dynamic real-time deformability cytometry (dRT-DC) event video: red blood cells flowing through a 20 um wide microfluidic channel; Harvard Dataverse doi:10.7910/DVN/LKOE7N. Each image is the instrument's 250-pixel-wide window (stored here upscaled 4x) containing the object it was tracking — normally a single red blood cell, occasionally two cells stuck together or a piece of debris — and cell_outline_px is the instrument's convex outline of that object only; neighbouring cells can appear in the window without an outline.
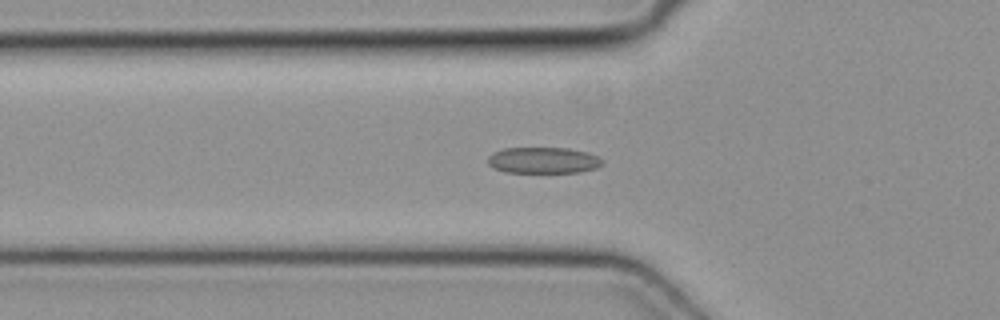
{"species": "common noctule bat (a hibernating species)", "species_latin": "Nyctalus noctula", "temperature_condition": "cold", "stored_images_in_passage": 36, "segment_of_instrument_passage": [1, 2], "camera_frame_rate_fps": 3000, "um_per_image_px": 0.085, "animal": {"sex": "female", "body_mass_g": 19.3, "forearm_length_mm": 54.1}, "frame": {"image": 1, "passage_image": 2, "time_ms": 0.333, "image_size_px": [1000, 320], "cell_outline_px": [[604, 164], [596, 168], [580, 172], [504, 172], [492, 168], [488, 164], [488, 156], [492, 152], [504, 148], [568, 148], [588, 152], [604, 160]], "centroid_in_image_um": [46.17, 13.62], "position_along_channel_um": 79.6, "area_um2": 17.63}}
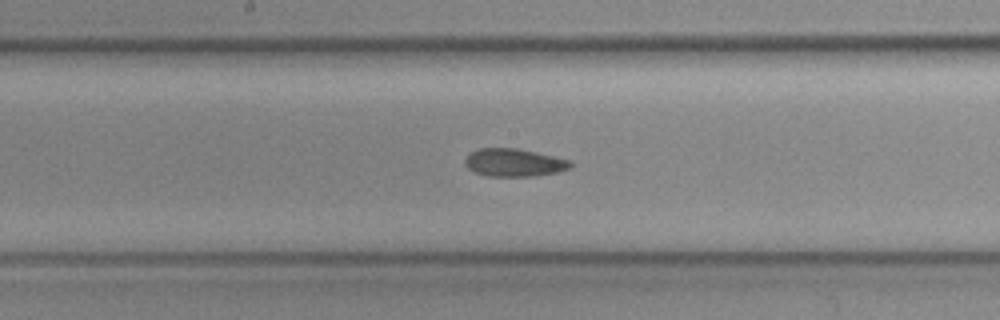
{"frame": {"image": 2, "passage_image": 11, "time_ms": 3.333, "image_size_px": [1000, 320], "cell_outline_px": [[572, 168], [556, 172], [536, 176], [488, 176], [476, 172], [468, 168], [464, 164], [464, 160], [472, 152], [480, 148], [516, 148], [536, 152], [572, 160]], "centroid_in_image_um": [43.73, 13.82], "position_along_channel_um": 204.5, "area_um2": 17.11}}
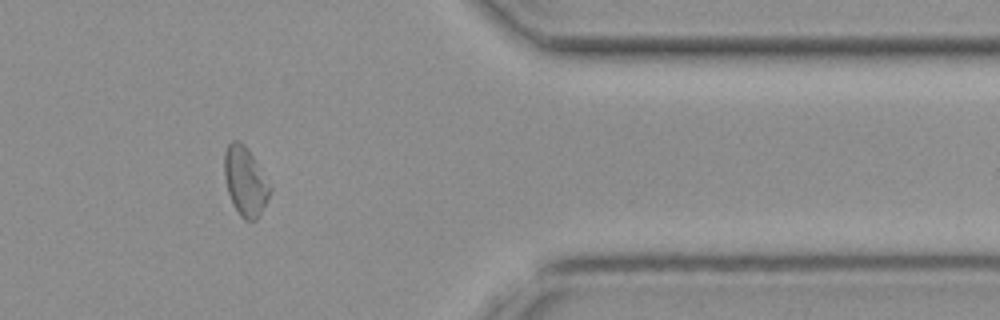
{"frame": {"image": 3, "passage_image": 26, "time_ms": 8.333, "image_size_px": [1000, 320], "cell_outline_px": [[272, 188], [268, 200], [256, 220], [244, 220], [240, 216], [232, 204], [228, 192], [224, 176], [224, 152], [228, 144], [232, 140], [240, 140], [248, 148]], "centroid_in_image_um": [20.83, 15.4], "position_along_channel_um": 390.6, "area_um2": 18.44}}